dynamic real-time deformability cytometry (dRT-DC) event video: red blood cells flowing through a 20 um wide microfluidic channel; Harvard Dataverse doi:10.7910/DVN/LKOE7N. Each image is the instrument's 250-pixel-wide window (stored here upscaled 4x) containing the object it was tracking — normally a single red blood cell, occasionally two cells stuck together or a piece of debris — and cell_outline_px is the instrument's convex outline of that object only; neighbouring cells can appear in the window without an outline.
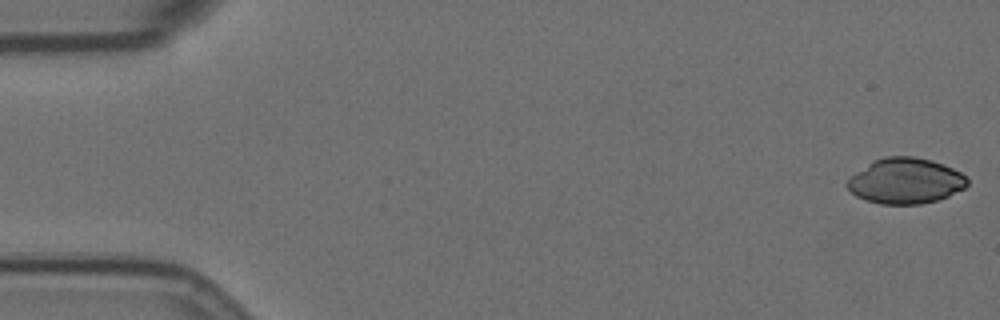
{"species": "Egyptian fruit bat (a non-hibernating species)", "species_latin": "Rousettus aegyptiacus", "temperature_condition": "room temperature", "stored_images_in_passage": 57, "camera_frame_rate_fps": 3000, "um_per_image_px": 0.085, "animal": {"sex": "female"}, "frame": {"image": 1, "passage_image": 1, "time_ms": 0.0, "image_size_px": [1000, 320], "cell_outline_px": [[968, 184], [964, 188], [948, 196], [936, 200], [920, 204], [880, 204], [864, 200], [856, 196], [844, 184], [856, 172], [872, 160], [884, 156], [912, 156], [932, 160], [952, 168], [960, 172], [968, 180]], "centroid_in_image_um": [76.94, 15.37], "position_along_channel_um": 8.1, "area_um2": 31.91}}
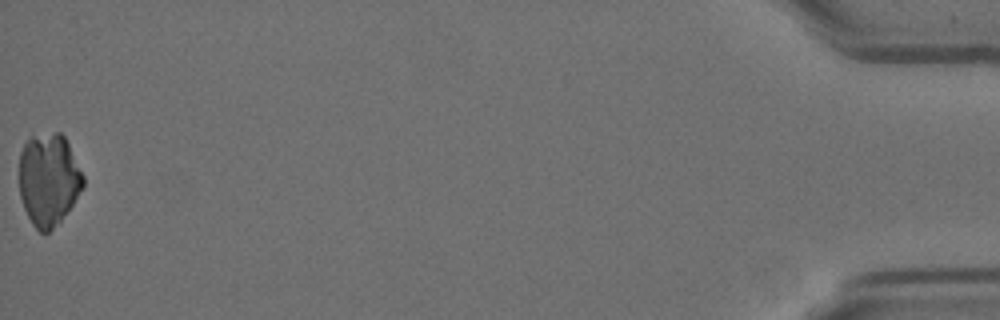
{"frame": {"image": 2, "passage_image": 57, "time_ms": 18.667, "image_size_px": [1000, 320], "cell_outline_px": [[84, 184], [60, 224], [48, 232], [40, 232], [32, 224], [24, 208], [20, 196], [20, 152], [24, 144], [32, 136], [56, 132], [60, 132], [64, 136], [84, 176]], "centroid_in_image_um": [4.13, 15.28], "position_along_channel_um": 431.1, "area_um2": 34.22}}